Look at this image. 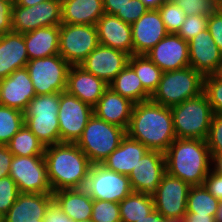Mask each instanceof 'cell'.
Masks as SVG:
<instances>
[{
  "label": "cell",
  "mask_w": 222,
  "mask_h": 222,
  "mask_svg": "<svg viewBox=\"0 0 222 222\" xmlns=\"http://www.w3.org/2000/svg\"><path fill=\"white\" fill-rule=\"evenodd\" d=\"M28 61L22 33L10 31L0 35V80L26 67Z\"/></svg>",
  "instance_id": "cb8c5ba5"
},
{
  "label": "cell",
  "mask_w": 222,
  "mask_h": 222,
  "mask_svg": "<svg viewBox=\"0 0 222 222\" xmlns=\"http://www.w3.org/2000/svg\"><path fill=\"white\" fill-rule=\"evenodd\" d=\"M74 222H94L91 218L87 220H80V221H74Z\"/></svg>",
  "instance_id": "6125c7cd"
},
{
  "label": "cell",
  "mask_w": 222,
  "mask_h": 222,
  "mask_svg": "<svg viewBox=\"0 0 222 222\" xmlns=\"http://www.w3.org/2000/svg\"><path fill=\"white\" fill-rule=\"evenodd\" d=\"M62 23L96 25L104 14L103 0H70L61 3Z\"/></svg>",
  "instance_id": "83f0119b"
},
{
  "label": "cell",
  "mask_w": 222,
  "mask_h": 222,
  "mask_svg": "<svg viewBox=\"0 0 222 222\" xmlns=\"http://www.w3.org/2000/svg\"><path fill=\"white\" fill-rule=\"evenodd\" d=\"M215 10L222 11V0H212Z\"/></svg>",
  "instance_id": "91938a15"
},
{
  "label": "cell",
  "mask_w": 222,
  "mask_h": 222,
  "mask_svg": "<svg viewBox=\"0 0 222 222\" xmlns=\"http://www.w3.org/2000/svg\"><path fill=\"white\" fill-rule=\"evenodd\" d=\"M203 93L206 95L213 113L222 115V80L213 75L205 76Z\"/></svg>",
  "instance_id": "f35d334b"
},
{
  "label": "cell",
  "mask_w": 222,
  "mask_h": 222,
  "mask_svg": "<svg viewBox=\"0 0 222 222\" xmlns=\"http://www.w3.org/2000/svg\"><path fill=\"white\" fill-rule=\"evenodd\" d=\"M149 10H157L166 0H140Z\"/></svg>",
  "instance_id": "db71d44e"
},
{
  "label": "cell",
  "mask_w": 222,
  "mask_h": 222,
  "mask_svg": "<svg viewBox=\"0 0 222 222\" xmlns=\"http://www.w3.org/2000/svg\"><path fill=\"white\" fill-rule=\"evenodd\" d=\"M0 222H4V216L0 213Z\"/></svg>",
  "instance_id": "be15d7a7"
},
{
  "label": "cell",
  "mask_w": 222,
  "mask_h": 222,
  "mask_svg": "<svg viewBox=\"0 0 222 222\" xmlns=\"http://www.w3.org/2000/svg\"><path fill=\"white\" fill-rule=\"evenodd\" d=\"M13 154L6 145H0V178L9 176Z\"/></svg>",
  "instance_id": "681fc988"
},
{
  "label": "cell",
  "mask_w": 222,
  "mask_h": 222,
  "mask_svg": "<svg viewBox=\"0 0 222 222\" xmlns=\"http://www.w3.org/2000/svg\"><path fill=\"white\" fill-rule=\"evenodd\" d=\"M9 176L20 193L52 194L44 156L12 157Z\"/></svg>",
  "instance_id": "30bf717a"
},
{
  "label": "cell",
  "mask_w": 222,
  "mask_h": 222,
  "mask_svg": "<svg viewBox=\"0 0 222 222\" xmlns=\"http://www.w3.org/2000/svg\"><path fill=\"white\" fill-rule=\"evenodd\" d=\"M62 24L61 1L47 0L25 7L13 4L12 31L26 33L42 27Z\"/></svg>",
  "instance_id": "8fae6325"
},
{
  "label": "cell",
  "mask_w": 222,
  "mask_h": 222,
  "mask_svg": "<svg viewBox=\"0 0 222 222\" xmlns=\"http://www.w3.org/2000/svg\"><path fill=\"white\" fill-rule=\"evenodd\" d=\"M99 44L133 55L132 27L116 15L104 13L96 24Z\"/></svg>",
  "instance_id": "44dd1931"
},
{
  "label": "cell",
  "mask_w": 222,
  "mask_h": 222,
  "mask_svg": "<svg viewBox=\"0 0 222 222\" xmlns=\"http://www.w3.org/2000/svg\"><path fill=\"white\" fill-rule=\"evenodd\" d=\"M129 0H103L104 13L116 15L126 6Z\"/></svg>",
  "instance_id": "f907efd6"
},
{
  "label": "cell",
  "mask_w": 222,
  "mask_h": 222,
  "mask_svg": "<svg viewBox=\"0 0 222 222\" xmlns=\"http://www.w3.org/2000/svg\"><path fill=\"white\" fill-rule=\"evenodd\" d=\"M215 222H222V201L219 202L217 213L215 214Z\"/></svg>",
  "instance_id": "680465c9"
},
{
  "label": "cell",
  "mask_w": 222,
  "mask_h": 222,
  "mask_svg": "<svg viewBox=\"0 0 222 222\" xmlns=\"http://www.w3.org/2000/svg\"><path fill=\"white\" fill-rule=\"evenodd\" d=\"M109 85L85 71L79 65H71L68 71L66 92L94 107Z\"/></svg>",
  "instance_id": "ffe728a7"
},
{
  "label": "cell",
  "mask_w": 222,
  "mask_h": 222,
  "mask_svg": "<svg viewBox=\"0 0 222 222\" xmlns=\"http://www.w3.org/2000/svg\"><path fill=\"white\" fill-rule=\"evenodd\" d=\"M60 93L36 95L29 103L24 116H58Z\"/></svg>",
  "instance_id": "d590c367"
},
{
  "label": "cell",
  "mask_w": 222,
  "mask_h": 222,
  "mask_svg": "<svg viewBox=\"0 0 222 222\" xmlns=\"http://www.w3.org/2000/svg\"><path fill=\"white\" fill-rule=\"evenodd\" d=\"M165 172L164 153L157 150L147 151L128 176L133 192L152 195Z\"/></svg>",
  "instance_id": "2e32d148"
},
{
  "label": "cell",
  "mask_w": 222,
  "mask_h": 222,
  "mask_svg": "<svg viewBox=\"0 0 222 222\" xmlns=\"http://www.w3.org/2000/svg\"><path fill=\"white\" fill-rule=\"evenodd\" d=\"M133 106V102L108 87L93 107V113L99 119L127 130Z\"/></svg>",
  "instance_id": "7402d4cb"
},
{
  "label": "cell",
  "mask_w": 222,
  "mask_h": 222,
  "mask_svg": "<svg viewBox=\"0 0 222 222\" xmlns=\"http://www.w3.org/2000/svg\"><path fill=\"white\" fill-rule=\"evenodd\" d=\"M185 222H215V216L186 213Z\"/></svg>",
  "instance_id": "816d5d0a"
},
{
  "label": "cell",
  "mask_w": 222,
  "mask_h": 222,
  "mask_svg": "<svg viewBox=\"0 0 222 222\" xmlns=\"http://www.w3.org/2000/svg\"><path fill=\"white\" fill-rule=\"evenodd\" d=\"M44 158L53 192L84 188L92 164L75 143L46 146Z\"/></svg>",
  "instance_id": "7a4b0ae2"
},
{
  "label": "cell",
  "mask_w": 222,
  "mask_h": 222,
  "mask_svg": "<svg viewBox=\"0 0 222 222\" xmlns=\"http://www.w3.org/2000/svg\"><path fill=\"white\" fill-rule=\"evenodd\" d=\"M145 55L162 72L180 70L190 66L188 42L175 33H168Z\"/></svg>",
  "instance_id": "9a60e30c"
},
{
  "label": "cell",
  "mask_w": 222,
  "mask_h": 222,
  "mask_svg": "<svg viewBox=\"0 0 222 222\" xmlns=\"http://www.w3.org/2000/svg\"><path fill=\"white\" fill-rule=\"evenodd\" d=\"M15 156H44L45 146L24 124L6 144Z\"/></svg>",
  "instance_id": "d6a6232c"
},
{
  "label": "cell",
  "mask_w": 222,
  "mask_h": 222,
  "mask_svg": "<svg viewBox=\"0 0 222 222\" xmlns=\"http://www.w3.org/2000/svg\"><path fill=\"white\" fill-rule=\"evenodd\" d=\"M128 64L136 72L144 89L152 96L159 85L162 70L146 55H132Z\"/></svg>",
  "instance_id": "1f68e13d"
},
{
  "label": "cell",
  "mask_w": 222,
  "mask_h": 222,
  "mask_svg": "<svg viewBox=\"0 0 222 222\" xmlns=\"http://www.w3.org/2000/svg\"><path fill=\"white\" fill-rule=\"evenodd\" d=\"M147 151L149 149L144 144L126 135L102 165L119 174L129 176Z\"/></svg>",
  "instance_id": "d4e9b609"
},
{
  "label": "cell",
  "mask_w": 222,
  "mask_h": 222,
  "mask_svg": "<svg viewBox=\"0 0 222 222\" xmlns=\"http://www.w3.org/2000/svg\"><path fill=\"white\" fill-rule=\"evenodd\" d=\"M170 108L176 138L206 140L214 113L204 93Z\"/></svg>",
  "instance_id": "277c9868"
},
{
  "label": "cell",
  "mask_w": 222,
  "mask_h": 222,
  "mask_svg": "<svg viewBox=\"0 0 222 222\" xmlns=\"http://www.w3.org/2000/svg\"><path fill=\"white\" fill-rule=\"evenodd\" d=\"M125 136V129L93 114L75 144L86 154L91 164H102Z\"/></svg>",
  "instance_id": "8992f818"
},
{
  "label": "cell",
  "mask_w": 222,
  "mask_h": 222,
  "mask_svg": "<svg viewBox=\"0 0 222 222\" xmlns=\"http://www.w3.org/2000/svg\"><path fill=\"white\" fill-rule=\"evenodd\" d=\"M203 185L217 200L222 201V174L212 168Z\"/></svg>",
  "instance_id": "bcb514c9"
},
{
  "label": "cell",
  "mask_w": 222,
  "mask_h": 222,
  "mask_svg": "<svg viewBox=\"0 0 222 222\" xmlns=\"http://www.w3.org/2000/svg\"><path fill=\"white\" fill-rule=\"evenodd\" d=\"M149 9L140 0H129L122 11H118L116 16L122 21L132 25Z\"/></svg>",
  "instance_id": "ee69618b"
},
{
  "label": "cell",
  "mask_w": 222,
  "mask_h": 222,
  "mask_svg": "<svg viewBox=\"0 0 222 222\" xmlns=\"http://www.w3.org/2000/svg\"><path fill=\"white\" fill-rule=\"evenodd\" d=\"M35 96L32 80L26 67L17 69L8 77L0 80V105L24 113Z\"/></svg>",
  "instance_id": "e0dca14e"
},
{
  "label": "cell",
  "mask_w": 222,
  "mask_h": 222,
  "mask_svg": "<svg viewBox=\"0 0 222 222\" xmlns=\"http://www.w3.org/2000/svg\"><path fill=\"white\" fill-rule=\"evenodd\" d=\"M212 75L222 80V59L218 63V66Z\"/></svg>",
  "instance_id": "6f0895ef"
},
{
  "label": "cell",
  "mask_w": 222,
  "mask_h": 222,
  "mask_svg": "<svg viewBox=\"0 0 222 222\" xmlns=\"http://www.w3.org/2000/svg\"><path fill=\"white\" fill-rule=\"evenodd\" d=\"M204 76L191 66L163 72L151 100L159 105L171 107L203 93Z\"/></svg>",
  "instance_id": "5b68a950"
},
{
  "label": "cell",
  "mask_w": 222,
  "mask_h": 222,
  "mask_svg": "<svg viewBox=\"0 0 222 222\" xmlns=\"http://www.w3.org/2000/svg\"><path fill=\"white\" fill-rule=\"evenodd\" d=\"M13 0H0V35L12 31Z\"/></svg>",
  "instance_id": "7dc6e473"
},
{
  "label": "cell",
  "mask_w": 222,
  "mask_h": 222,
  "mask_svg": "<svg viewBox=\"0 0 222 222\" xmlns=\"http://www.w3.org/2000/svg\"><path fill=\"white\" fill-rule=\"evenodd\" d=\"M219 202L204 185L191 186L187 196V213L215 216Z\"/></svg>",
  "instance_id": "836d02e7"
},
{
  "label": "cell",
  "mask_w": 222,
  "mask_h": 222,
  "mask_svg": "<svg viewBox=\"0 0 222 222\" xmlns=\"http://www.w3.org/2000/svg\"><path fill=\"white\" fill-rule=\"evenodd\" d=\"M109 87L134 104L151 98V95L144 89L136 72L129 64L114 78Z\"/></svg>",
  "instance_id": "f1b7e54d"
},
{
  "label": "cell",
  "mask_w": 222,
  "mask_h": 222,
  "mask_svg": "<svg viewBox=\"0 0 222 222\" xmlns=\"http://www.w3.org/2000/svg\"><path fill=\"white\" fill-rule=\"evenodd\" d=\"M24 124L45 147L60 143L58 116H24Z\"/></svg>",
  "instance_id": "4dcf8cb0"
},
{
  "label": "cell",
  "mask_w": 222,
  "mask_h": 222,
  "mask_svg": "<svg viewBox=\"0 0 222 222\" xmlns=\"http://www.w3.org/2000/svg\"><path fill=\"white\" fill-rule=\"evenodd\" d=\"M208 17L204 15L186 16L177 34L189 42L198 33L207 29Z\"/></svg>",
  "instance_id": "60d3db41"
},
{
  "label": "cell",
  "mask_w": 222,
  "mask_h": 222,
  "mask_svg": "<svg viewBox=\"0 0 222 222\" xmlns=\"http://www.w3.org/2000/svg\"><path fill=\"white\" fill-rule=\"evenodd\" d=\"M126 135L164 153L176 139L171 108L151 99L134 104Z\"/></svg>",
  "instance_id": "6da1fadb"
},
{
  "label": "cell",
  "mask_w": 222,
  "mask_h": 222,
  "mask_svg": "<svg viewBox=\"0 0 222 222\" xmlns=\"http://www.w3.org/2000/svg\"><path fill=\"white\" fill-rule=\"evenodd\" d=\"M131 27L133 55H145L168 34L158 10H148Z\"/></svg>",
  "instance_id": "ac0fdd59"
},
{
  "label": "cell",
  "mask_w": 222,
  "mask_h": 222,
  "mask_svg": "<svg viewBox=\"0 0 222 222\" xmlns=\"http://www.w3.org/2000/svg\"><path fill=\"white\" fill-rule=\"evenodd\" d=\"M189 63L204 77L212 75L222 59V52L217 47L208 29L198 33L188 42Z\"/></svg>",
  "instance_id": "d6986e66"
},
{
  "label": "cell",
  "mask_w": 222,
  "mask_h": 222,
  "mask_svg": "<svg viewBox=\"0 0 222 222\" xmlns=\"http://www.w3.org/2000/svg\"><path fill=\"white\" fill-rule=\"evenodd\" d=\"M98 45L96 25H59V54L70 65H79Z\"/></svg>",
  "instance_id": "ba28073f"
},
{
  "label": "cell",
  "mask_w": 222,
  "mask_h": 222,
  "mask_svg": "<svg viewBox=\"0 0 222 222\" xmlns=\"http://www.w3.org/2000/svg\"><path fill=\"white\" fill-rule=\"evenodd\" d=\"M91 219L94 222H121L119 203L93 199Z\"/></svg>",
  "instance_id": "74e56055"
},
{
  "label": "cell",
  "mask_w": 222,
  "mask_h": 222,
  "mask_svg": "<svg viewBox=\"0 0 222 222\" xmlns=\"http://www.w3.org/2000/svg\"><path fill=\"white\" fill-rule=\"evenodd\" d=\"M165 222H185V218H165Z\"/></svg>",
  "instance_id": "94428289"
},
{
  "label": "cell",
  "mask_w": 222,
  "mask_h": 222,
  "mask_svg": "<svg viewBox=\"0 0 222 222\" xmlns=\"http://www.w3.org/2000/svg\"><path fill=\"white\" fill-rule=\"evenodd\" d=\"M190 185L167 172L152 194L154 207L165 218H185Z\"/></svg>",
  "instance_id": "4fadbf2b"
},
{
  "label": "cell",
  "mask_w": 222,
  "mask_h": 222,
  "mask_svg": "<svg viewBox=\"0 0 222 222\" xmlns=\"http://www.w3.org/2000/svg\"><path fill=\"white\" fill-rule=\"evenodd\" d=\"M70 66L60 54L28 61L26 68L36 95L65 92Z\"/></svg>",
  "instance_id": "52a82bcc"
},
{
  "label": "cell",
  "mask_w": 222,
  "mask_h": 222,
  "mask_svg": "<svg viewBox=\"0 0 222 222\" xmlns=\"http://www.w3.org/2000/svg\"><path fill=\"white\" fill-rule=\"evenodd\" d=\"M29 61L59 54V26L23 33Z\"/></svg>",
  "instance_id": "484cf974"
},
{
  "label": "cell",
  "mask_w": 222,
  "mask_h": 222,
  "mask_svg": "<svg viewBox=\"0 0 222 222\" xmlns=\"http://www.w3.org/2000/svg\"><path fill=\"white\" fill-rule=\"evenodd\" d=\"M166 172L190 186L203 185L212 169V158L206 140L179 139L164 152Z\"/></svg>",
  "instance_id": "3957f363"
},
{
  "label": "cell",
  "mask_w": 222,
  "mask_h": 222,
  "mask_svg": "<svg viewBox=\"0 0 222 222\" xmlns=\"http://www.w3.org/2000/svg\"><path fill=\"white\" fill-rule=\"evenodd\" d=\"M212 160V165L214 166L212 168L219 174H222V155H217Z\"/></svg>",
  "instance_id": "9f6ffc18"
},
{
  "label": "cell",
  "mask_w": 222,
  "mask_h": 222,
  "mask_svg": "<svg viewBox=\"0 0 222 222\" xmlns=\"http://www.w3.org/2000/svg\"><path fill=\"white\" fill-rule=\"evenodd\" d=\"M20 194L16 182L6 176L0 178V213L4 216Z\"/></svg>",
  "instance_id": "ab89813d"
},
{
  "label": "cell",
  "mask_w": 222,
  "mask_h": 222,
  "mask_svg": "<svg viewBox=\"0 0 222 222\" xmlns=\"http://www.w3.org/2000/svg\"><path fill=\"white\" fill-rule=\"evenodd\" d=\"M44 1H47V0H13L15 5H20V6H25V7H30Z\"/></svg>",
  "instance_id": "11a10c76"
},
{
  "label": "cell",
  "mask_w": 222,
  "mask_h": 222,
  "mask_svg": "<svg viewBox=\"0 0 222 222\" xmlns=\"http://www.w3.org/2000/svg\"><path fill=\"white\" fill-rule=\"evenodd\" d=\"M136 222H165V217L154 210L148 216L142 218L141 220H137Z\"/></svg>",
  "instance_id": "f5cc1de1"
},
{
  "label": "cell",
  "mask_w": 222,
  "mask_h": 222,
  "mask_svg": "<svg viewBox=\"0 0 222 222\" xmlns=\"http://www.w3.org/2000/svg\"><path fill=\"white\" fill-rule=\"evenodd\" d=\"M93 107L66 91L60 93L58 121L60 143H76L93 116Z\"/></svg>",
  "instance_id": "7c38bea8"
},
{
  "label": "cell",
  "mask_w": 222,
  "mask_h": 222,
  "mask_svg": "<svg viewBox=\"0 0 222 222\" xmlns=\"http://www.w3.org/2000/svg\"><path fill=\"white\" fill-rule=\"evenodd\" d=\"M52 194L53 200L74 221L91 218L93 199L84 188L59 190Z\"/></svg>",
  "instance_id": "4316f807"
},
{
  "label": "cell",
  "mask_w": 222,
  "mask_h": 222,
  "mask_svg": "<svg viewBox=\"0 0 222 222\" xmlns=\"http://www.w3.org/2000/svg\"><path fill=\"white\" fill-rule=\"evenodd\" d=\"M129 57L124 51L99 44L79 66L109 85L128 65Z\"/></svg>",
  "instance_id": "5bb4252c"
},
{
  "label": "cell",
  "mask_w": 222,
  "mask_h": 222,
  "mask_svg": "<svg viewBox=\"0 0 222 222\" xmlns=\"http://www.w3.org/2000/svg\"><path fill=\"white\" fill-rule=\"evenodd\" d=\"M157 10L159 11L166 31L177 34L182 23L185 21V12L171 0H166Z\"/></svg>",
  "instance_id": "8d00e7d4"
},
{
  "label": "cell",
  "mask_w": 222,
  "mask_h": 222,
  "mask_svg": "<svg viewBox=\"0 0 222 222\" xmlns=\"http://www.w3.org/2000/svg\"><path fill=\"white\" fill-rule=\"evenodd\" d=\"M179 6L186 14L190 15H204L209 17L214 11L215 7L212 0H171Z\"/></svg>",
  "instance_id": "7bdbcfd3"
},
{
  "label": "cell",
  "mask_w": 222,
  "mask_h": 222,
  "mask_svg": "<svg viewBox=\"0 0 222 222\" xmlns=\"http://www.w3.org/2000/svg\"><path fill=\"white\" fill-rule=\"evenodd\" d=\"M84 189L94 200L116 203L133 192L127 175L119 174L102 164L91 165Z\"/></svg>",
  "instance_id": "9c48e42d"
},
{
  "label": "cell",
  "mask_w": 222,
  "mask_h": 222,
  "mask_svg": "<svg viewBox=\"0 0 222 222\" xmlns=\"http://www.w3.org/2000/svg\"><path fill=\"white\" fill-rule=\"evenodd\" d=\"M52 201L53 194L20 193L4 215V222H38Z\"/></svg>",
  "instance_id": "603a6c76"
},
{
  "label": "cell",
  "mask_w": 222,
  "mask_h": 222,
  "mask_svg": "<svg viewBox=\"0 0 222 222\" xmlns=\"http://www.w3.org/2000/svg\"><path fill=\"white\" fill-rule=\"evenodd\" d=\"M207 29L222 52V11L215 10L208 17Z\"/></svg>",
  "instance_id": "f6af8a7d"
},
{
  "label": "cell",
  "mask_w": 222,
  "mask_h": 222,
  "mask_svg": "<svg viewBox=\"0 0 222 222\" xmlns=\"http://www.w3.org/2000/svg\"><path fill=\"white\" fill-rule=\"evenodd\" d=\"M121 222H136L155 210L153 196L132 192L119 202Z\"/></svg>",
  "instance_id": "f546056e"
},
{
  "label": "cell",
  "mask_w": 222,
  "mask_h": 222,
  "mask_svg": "<svg viewBox=\"0 0 222 222\" xmlns=\"http://www.w3.org/2000/svg\"><path fill=\"white\" fill-rule=\"evenodd\" d=\"M23 125L22 111L0 105V145H6Z\"/></svg>",
  "instance_id": "e575fe53"
},
{
  "label": "cell",
  "mask_w": 222,
  "mask_h": 222,
  "mask_svg": "<svg viewBox=\"0 0 222 222\" xmlns=\"http://www.w3.org/2000/svg\"><path fill=\"white\" fill-rule=\"evenodd\" d=\"M43 222H74L53 200L46 209Z\"/></svg>",
  "instance_id": "c3c4849f"
},
{
  "label": "cell",
  "mask_w": 222,
  "mask_h": 222,
  "mask_svg": "<svg viewBox=\"0 0 222 222\" xmlns=\"http://www.w3.org/2000/svg\"><path fill=\"white\" fill-rule=\"evenodd\" d=\"M206 143L212 159L217 155H222V115L214 114Z\"/></svg>",
  "instance_id": "b9f144b4"
}]
</instances>
